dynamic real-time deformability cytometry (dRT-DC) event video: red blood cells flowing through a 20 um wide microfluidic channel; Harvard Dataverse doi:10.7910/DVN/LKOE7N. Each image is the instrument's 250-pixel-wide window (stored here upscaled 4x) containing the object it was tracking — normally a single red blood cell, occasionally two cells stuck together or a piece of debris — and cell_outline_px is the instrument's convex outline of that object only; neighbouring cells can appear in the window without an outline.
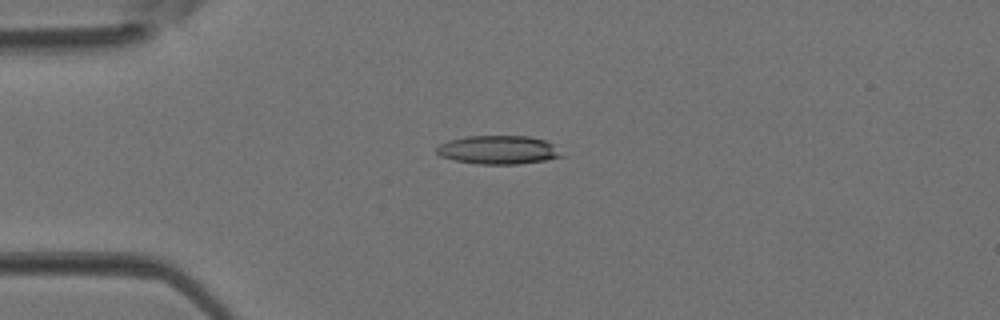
{"species": "Egyptian fruit bat (a non-hibernating species)", "species_latin": "Rousettus aegyptiacus", "temperature_condition": "room temperature", "stored_images_in_passage": 2, "camera_frame_rate_fps": 3000, "um_per_image_px": 0.085, "animal": {"sex": "female"}, "frame": {"image": 1, "passage_image": 1, "time_ms": 0.0, "image_size_px": [1000, 320], "cell_outline_px": [[568, 156], [520, 164], [476, 164], [456, 160], [440, 156], [436, 152], [436, 148], [440, 144], [448, 140], [468, 136], [528, 136], [544, 140], [552, 144]], "centroid_in_image_um": [42.39, 12.74], "position_along_channel_um": 42.6, "area_um2": 20.92}}